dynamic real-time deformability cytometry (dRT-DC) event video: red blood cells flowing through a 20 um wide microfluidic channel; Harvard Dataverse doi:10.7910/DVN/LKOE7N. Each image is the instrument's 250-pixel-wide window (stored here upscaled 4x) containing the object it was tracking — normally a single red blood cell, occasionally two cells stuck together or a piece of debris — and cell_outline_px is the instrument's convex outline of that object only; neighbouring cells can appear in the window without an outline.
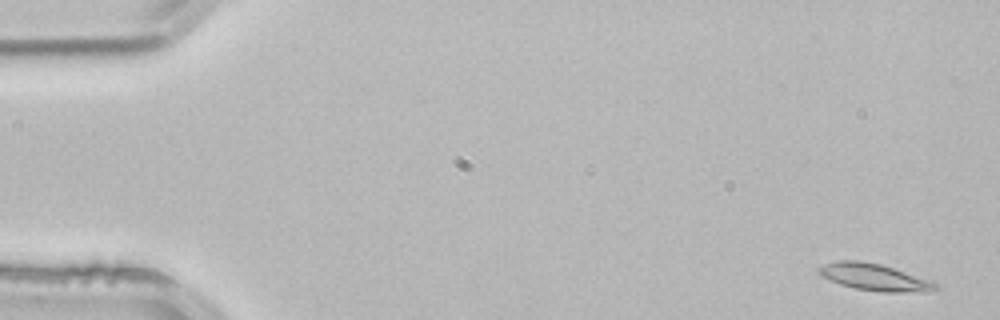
{"species": "common noctule bat (a hibernating species)", "species_latin": "Nyctalus noctula", "temperature_condition": "room temperature", "stored_images_in_passage": 3, "camera_frame_rate_fps": 3000, "um_per_image_px": 0.085, "animal": {"sex": "male", "body_mass_g": 21.5, "forearm_length_mm": 52.0}, "frame": {"image": 1, "passage_image": 1, "time_ms": 0.0, "image_size_px": [1000, 320], "cell_outline_px": [[940, 288], [928, 292], [884, 292], [856, 288], [840, 284], [820, 276], [820, 268], [824, 264], [836, 260], [860, 260], [880, 264], [936, 280], [940, 284]], "centroid_in_image_um": [74.46, 23.56], "position_along_channel_um": 10.5, "area_um2": 18.61}}
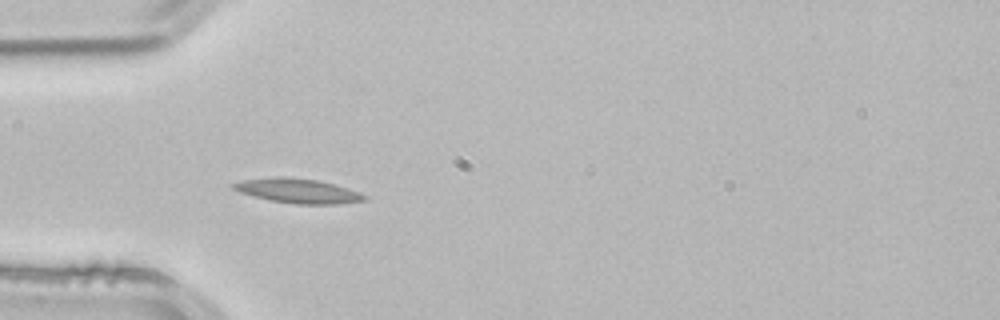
{"frame": {"image": 2, "passage_image": 3, "time_ms": 0.667, "image_size_px": [1000, 320], "cell_outline_px": [[368, 200], [336, 204], [296, 204], [272, 200], [240, 192], [232, 188], [228, 184], [240, 180], [280, 176], [284, 176], [316, 180], [348, 188], [360, 192], [368, 196]], "centroid_in_image_um": [25.32, 16.21], "position_along_channel_um": 59.7, "area_um2": 18.67}}